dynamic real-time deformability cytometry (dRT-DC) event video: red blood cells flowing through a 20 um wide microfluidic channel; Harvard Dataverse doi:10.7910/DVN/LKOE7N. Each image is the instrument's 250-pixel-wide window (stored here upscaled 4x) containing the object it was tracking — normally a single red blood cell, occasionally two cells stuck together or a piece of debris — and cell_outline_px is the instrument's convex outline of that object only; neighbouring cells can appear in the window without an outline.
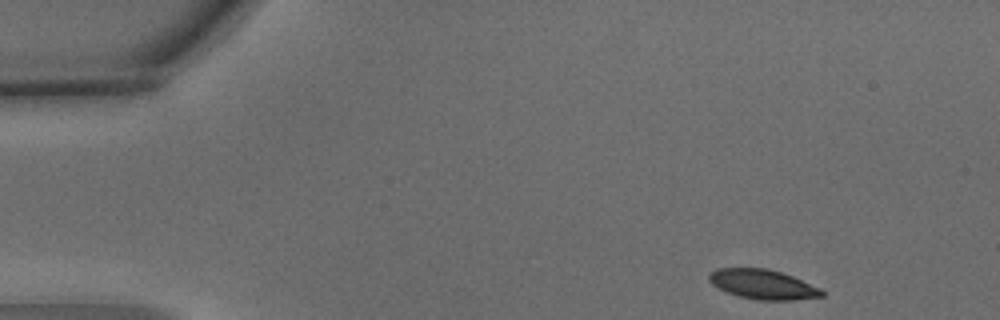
{"species": "common noctule bat (a hibernating species)", "species_latin": "Nyctalus noctula", "temperature_condition": "warm", "stored_images_in_passage": 7, "camera_frame_rate_fps": 3000, "um_per_image_px": 0.085, "animal": {"sex": "male", "body_mass_g": 15.6}, "frame": {"image": 1, "passage_image": 1, "time_ms": 0.0, "image_size_px": [1000, 320], "cell_outline_px": [[824, 296], [792, 300], [760, 300], [740, 296], [728, 292], [712, 284], [708, 280], [708, 276], [716, 268], [768, 268], [792, 276], [820, 288], [824, 292]], "centroid_in_image_um": [64.85, 24.16], "position_along_channel_um": 20.2, "area_um2": 19.25}}
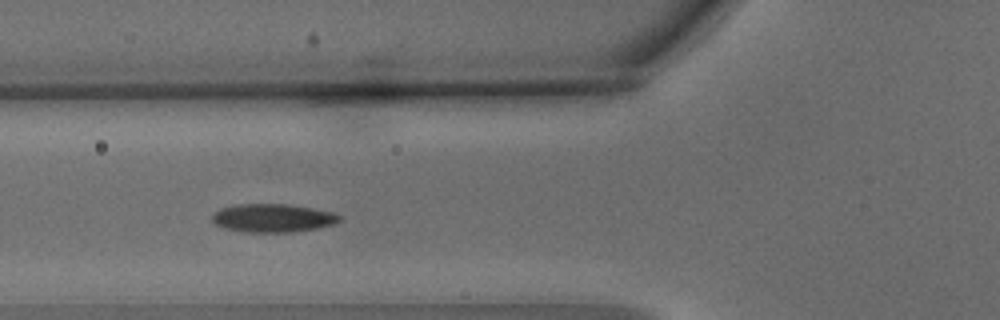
{"frame": {"image": 2, "passage_image": 5, "time_ms": 1.333, "image_size_px": [1000, 320], "cell_outline_px": [[340, 220], [332, 224], [316, 228], [288, 232], [248, 232], [224, 228], [216, 224], [212, 220], [212, 212], [220, 208], [236, 204], [288, 204], [336, 212], [340, 216]], "centroid_in_image_um": [23.16, 18.52], "position_along_channel_um": 102.6, "area_um2": 20.98}}
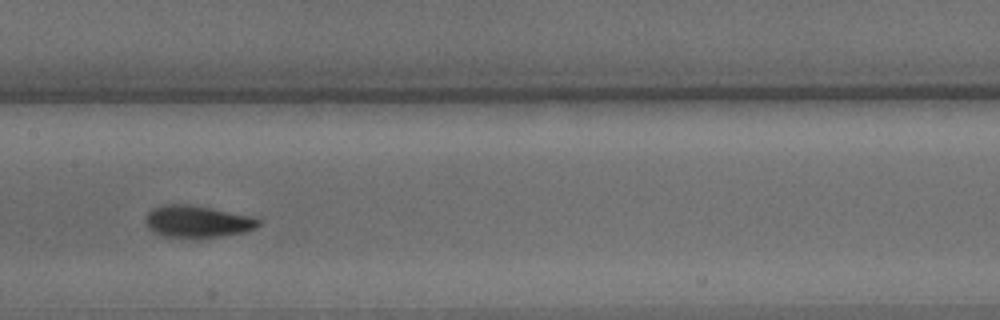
{"frame": {"image": 3, "passage_image": 7, "time_ms": 2.0, "image_size_px": [1000, 320], "cell_outline_px": [[260, 224], [256, 228], [244, 232], [220, 236], [164, 236], [148, 228], [144, 220], [148, 212], [152, 208], [160, 204], [188, 204], [212, 208], [256, 216], [260, 220]], "centroid_in_image_um": [16.8, 18.79], "position_along_channel_um": 190.6, "area_um2": 20.92}}